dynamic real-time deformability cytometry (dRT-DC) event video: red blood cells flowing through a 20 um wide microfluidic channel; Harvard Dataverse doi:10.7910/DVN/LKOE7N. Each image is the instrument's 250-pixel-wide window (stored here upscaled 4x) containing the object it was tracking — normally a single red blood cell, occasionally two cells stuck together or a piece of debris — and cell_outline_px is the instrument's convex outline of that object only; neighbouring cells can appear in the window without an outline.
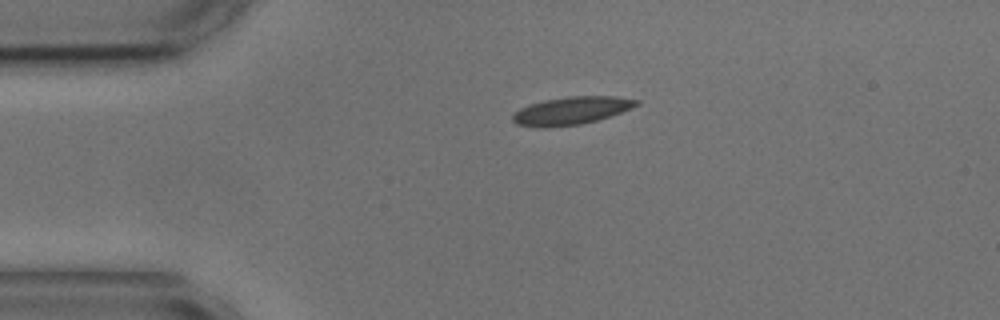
{"species": "common noctule bat (a hibernating species)", "species_latin": "Nyctalus noctula", "temperature_condition": "cold", "stored_images_in_passage": 45, "camera_frame_rate_fps": 3000, "um_per_image_px": 0.085, "animal": {"sex": "male", "body_mass_g": 17.9, "forearm_length_mm": 54.2}, "frame": {"image": 1, "passage_image": 1, "time_ms": 0.0, "image_size_px": [1000, 320], "cell_outline_px": [[640, 104], [632, 108], [596, 120], [580, 124], [548, 128], [536, 128], [516, 124], [512, 120], [512, 116], [520, 108], [528, 104], [544, 100], [568, 96], [616, 96], [640, 100]], "centroid_in_image_um": [48.54, 9.41], "position_along_channel_um": 36.5, "area_um2": 20.17}}
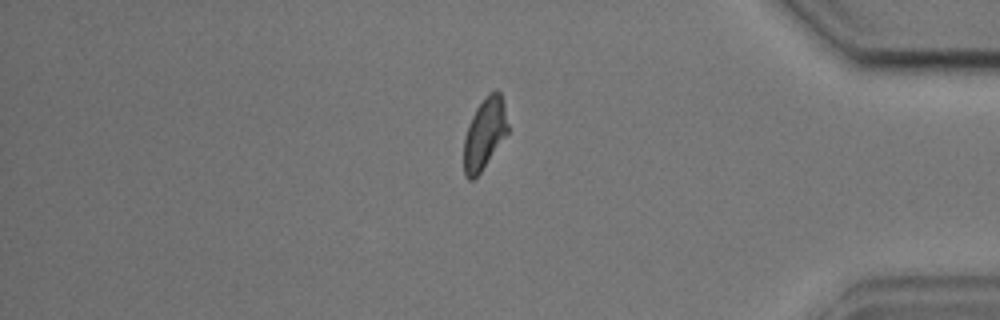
{"frame": {"image": 2, "passage_image": 36, "time_ms": 11.667, "image_size_px": [1000, 320], "cell_outline_px": [[508, 132], [480, 172], [472, 180], [468, 180], [464, 176], [464, 136], [468, 124], [476, 108], [488, 92], [496, 88], [500, 92], [504, 104], [508, 124]], "centroid_in_image_um": [41.17, 11.32], "position_along_channel_um": 394.0, "area_um2": 18.21}}
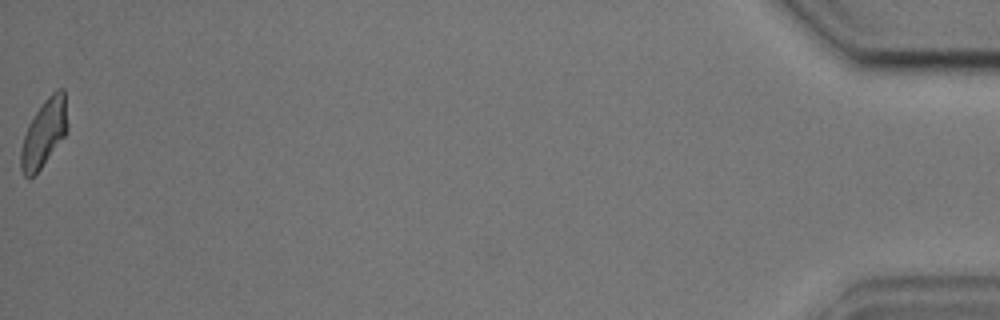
{"frame": {"image": 3, "passage_image": 45, "time_ms": 14.667, "image_size_px": [1000, 320], "cell_outline_px": [[68, 128], [64, 136], [40, 168], [28, 180], [24, 176], [20, 168], [20, 148], [28, 124], [44, 100], [56, 88], [64, 88], [68, 124]], "centroid_in_image_um": [3.73, 11.29], "position_along_channel_um": 431.5, "area_um2": 18.26}, "authors_computed_cell_mechanics": {"area_um2": 19.3052, "velocity_mm_per_s": 3.5806, "shape_relaxation_time_tau1_ms": 2.7351, "shape_relaxation_time_tau2_ms": 1.7628, "deformation_change_tau1": 0.1086, "deformation_change_tau2": 0.0775}}